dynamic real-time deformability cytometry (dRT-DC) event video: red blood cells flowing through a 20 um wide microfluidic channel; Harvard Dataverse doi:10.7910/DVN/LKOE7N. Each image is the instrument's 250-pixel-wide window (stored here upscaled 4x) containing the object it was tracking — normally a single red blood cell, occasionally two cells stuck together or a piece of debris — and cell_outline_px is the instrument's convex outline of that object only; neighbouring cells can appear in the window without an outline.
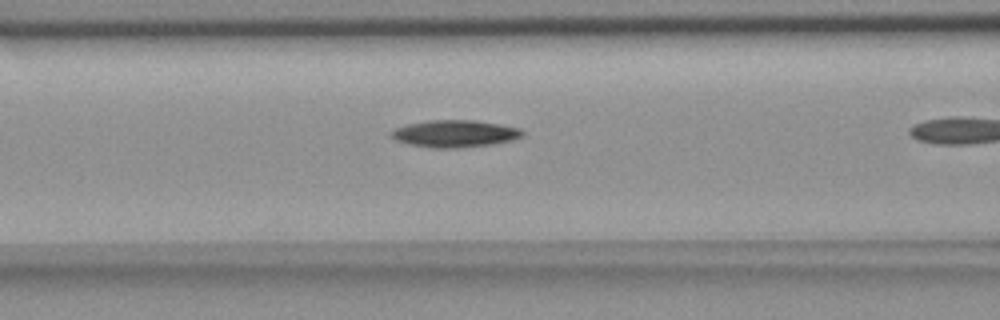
{"species": "common noctule bat (a hibernating species)", "species_latin": "Nyctalus noctula", "temperature_condition": "room temperature", "stored_images_in_passage": 10, "camera_frame_rate_fps": 3000, "um_per_image_px": 0.085, "animal": {"sex": "female", "body_mass_g": 18.4}, "frame": {"image": 1, "passage_image": 9, "time_ms": 2.667, "image_size_px": [1000, 320], "cell_outline_px": [[524, 132], [520, 136], [512, 140], [492, 144], [460, 148], [432, 148], [408, 144], [396, 140], [388, 136], [388, 132], [396, 128], [408, 124], [428, 120], [476, 120], [500, 124], [520, 128]], "centroid_in_image_um": [38.61, 11.36], "position_along_channel_um": 128.0, "area_um2": 20.87}}